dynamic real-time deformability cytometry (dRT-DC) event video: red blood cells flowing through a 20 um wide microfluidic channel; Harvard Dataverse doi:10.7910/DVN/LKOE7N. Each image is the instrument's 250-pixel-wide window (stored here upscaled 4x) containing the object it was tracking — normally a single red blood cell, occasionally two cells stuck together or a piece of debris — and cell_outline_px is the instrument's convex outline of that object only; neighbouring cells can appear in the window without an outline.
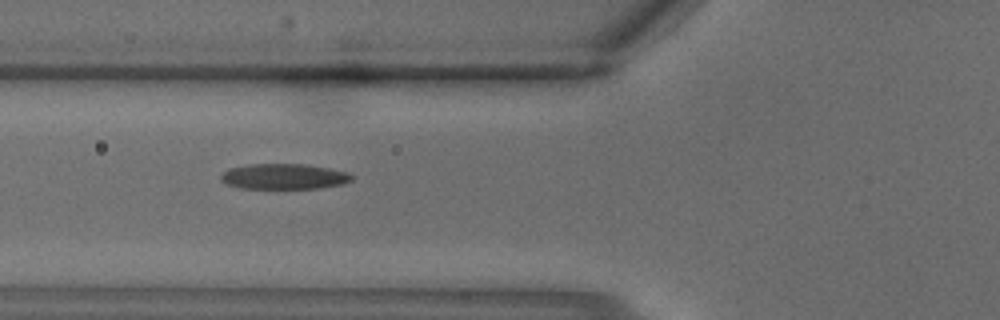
{"species": "common noctule bat (a hibernating species)", "species_latin": "Nyctalus noctula", "temperature_condition": "warm", "stored_images_in_passage": 2, "camera_frame_rate_fps": 3000, "um_per_image_px": 0.085, "animal": {"sex": "male", "body_mass_g": 18.8}, "frame": {"image": 1, "passage_image": 2, "time_ms": 0.333, "image_size_px": [1000, 320], "cell_outline_px": [[352, 180], [340, 184], [316, 188], [240, 188], [228, 184], [220, 180], [220, 176], [228, 168], [252, 164], [304, 164], [328, 168], [348, 172], [352, 176]], "centroid_in_image_um": [24.1, 14.99], "position_along_channel_um": 101.7, "area_um2": 19.19}}